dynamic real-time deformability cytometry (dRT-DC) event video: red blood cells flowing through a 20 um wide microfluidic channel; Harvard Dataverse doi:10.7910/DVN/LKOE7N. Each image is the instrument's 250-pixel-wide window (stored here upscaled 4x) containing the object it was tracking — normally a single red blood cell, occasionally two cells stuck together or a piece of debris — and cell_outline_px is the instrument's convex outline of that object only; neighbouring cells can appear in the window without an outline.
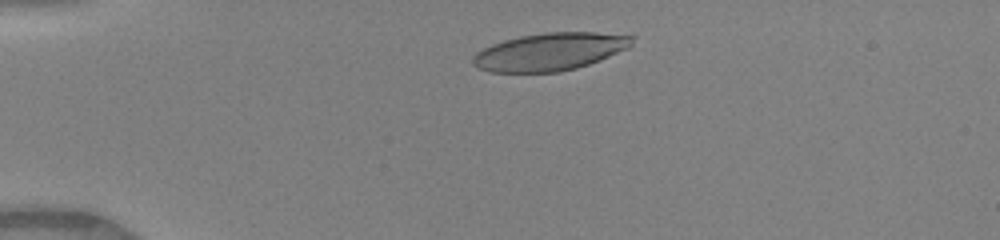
{"species": "human", "species_latin": "Homo sapiens", "temperature_condition": "warm", "stored_images_in_passage": 43, "camera_frame_rate_fps": 3000, "um_per_image_px": 0.085, "donor": {"sex": "female"}, "frame": {"image": 1, "passage_image": 6, "time_ms": 1.667, "image_size_px": [1000, 240], "cell_outline_px": [[636, 36], [632, 44], [628, 48], [588, 64], [576, 68], [560, 72], [488, 72], [472, 64], [472, 56], [476, 52], [492, 44], [504, 40], [520, 36], [544, 32], [596, 32]], "centroid_in_image_um": [46.72, 4.39], "position_along_channel_um": 38.3, "area_um2": 34.91}}
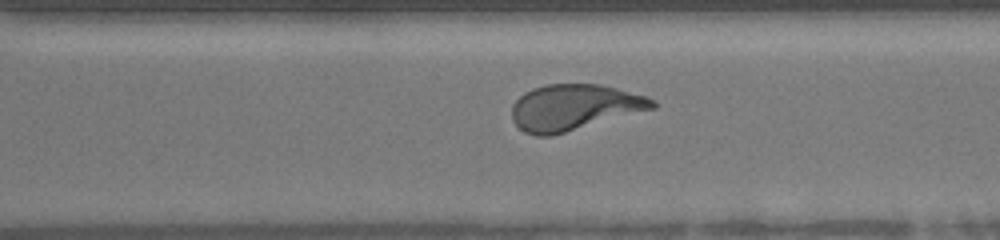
{"frame": {"image": 2, "passage_image": 30, "time_ms": 9.667, "image_size_px": [1000, 240], "cell_outline_px": [[656, 108], [552, 136], [536, 136], [524, 132], [512, 120], [512, 104], [524, 92], [532, 88], [548, 84], [600, 84], [616, 88], [644, 96], [656, 100]], "centroid_in_image_um": [48.79, 9.13], "position_along_channel_um": 321.8, "area_um2": 37.69}}
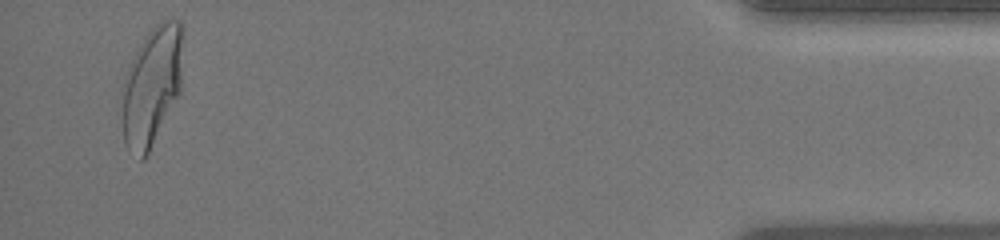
{"frame": {"image": 3, "passage_image": 42, "time_ms": 13.667, "image_size_px": [1000, 240], "cell_outline_px": [[184, 28], [180, 92], [144, 160], [140, 160], [128, 152], [124, 144], [124, 80], [128, 68], [140, 44], [148, 32], [160, 20], [180, 20], [184, 24]], "centroid_in_image_um": [12.95, 7.27], "position_along_channel_um": 422.3, "area_um2": 41.96}, "authors_computed_cell_mechanics": {"area_um2": 38.0324, "velocity_mm_per_s": 4.145, "shape_relaxation_time_tau1_ms": 3.7277, "shape_relaxation_time_tau2_ms": 0.7084, "deformation_change_tau1": 0.2217, "deformation_change_tau2": 0.0964}}